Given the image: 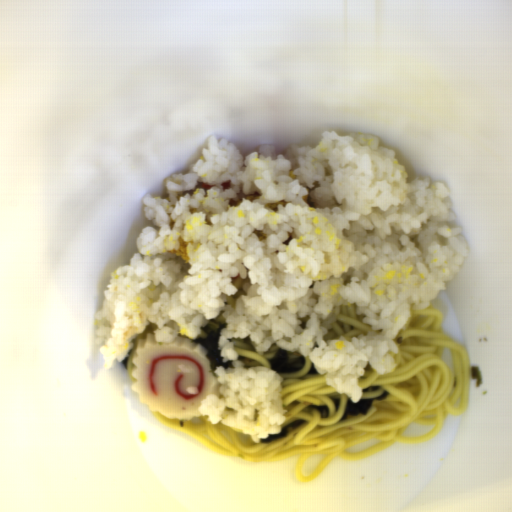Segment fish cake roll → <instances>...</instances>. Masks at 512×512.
Returning a JSON list of instances; mask_svg holds the SVG:
<instances>
[{
  "label": "fish cake roll",
  "instance_id": "1",
  "mask_svg": "<svg viewBox=\"0 0 512 512\" xmlns=\"http://www.w3.org/2000/svg\"><path fill=\"white\" fill-rule=\"evenodd\" d=\"M208 352L193 339L176 335L156 341L150 332L136 342L130 387L151 412L184 421L202 417L206 396L225 397L219 390V376L209 367Z\"/></svg>",
  "mask_w": 512,
  "mask_h": 512
}]
</instances>
